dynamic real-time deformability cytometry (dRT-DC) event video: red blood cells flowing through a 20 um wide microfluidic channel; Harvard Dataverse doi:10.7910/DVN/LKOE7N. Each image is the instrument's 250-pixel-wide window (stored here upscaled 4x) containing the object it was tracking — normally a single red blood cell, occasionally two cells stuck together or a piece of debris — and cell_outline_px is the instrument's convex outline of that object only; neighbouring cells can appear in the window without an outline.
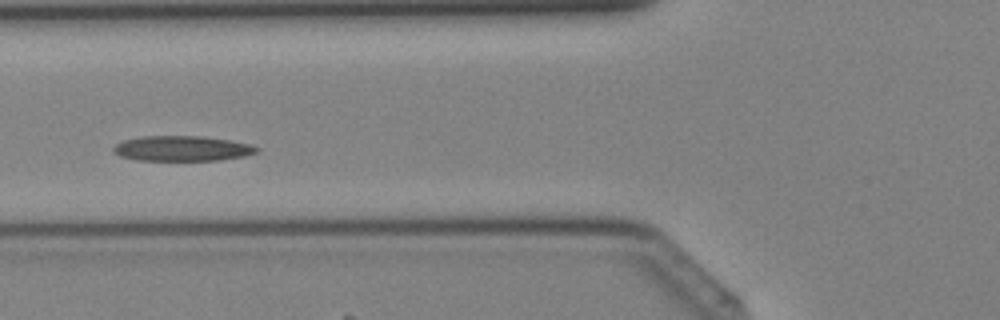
{"species": "Egyptian fruit bat (a non-hibernating species)", "species_latin": "Rousettus aegyptiacus", "temperature_condition": "cold", "stored_images_in_passage": 34, "camera_frame_rate_fps": 3000, "um_per_image_px": 0.085, "animal": {"sex": "female"}, "frame": {"image": 1, "passage_image": 9, "time_ms": 2.667, "image_size_px": [1000, 320], "cell_outline_px": [[260, 148], [256, 152], [244, 156], [220, 160], [136, 160], [120, 156], [112, 152], [112, 148], [116, 144], [124, 140], [144, 136], [204, 136], [252, 144]], "centroid_in_image_um": [15.47, 12.62], "position_along_channel_um": 110.3, "area_um2": 21.04}}
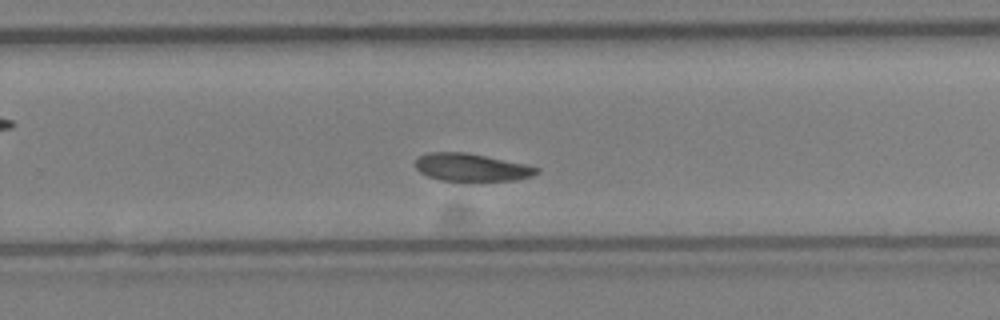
{"frame": {"image": 2, "passage_image": 20, "time_ms": 6.333, "image_size_px": [1000, 320], "cell_outline_px": [[540, 172], [532, 176], [516, 180], [472, 184], [468, 184], [440, 180], [428, 176], [420, 172], [416, 168], [416, 160], [420, 156], [428, 152], [468, 152], [524, 164], [540, 168]], "centroid_in_image_um": [40.1, 14.28], "position_along_channel_um": 289.7, "area_um2": 20.52}}
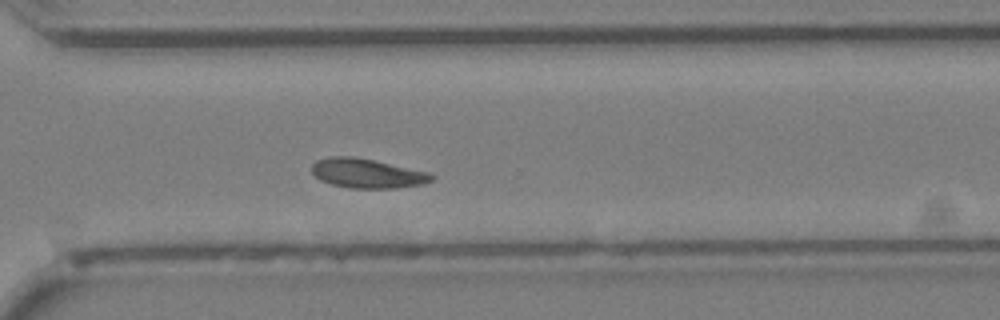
{"frame": {"image": 3, "passage_image": 23, "time_ms": 7.333, "image_size_px": [1000, 320], "cell_outline_px": [[436, 176], [432, 180], [424, 184], [396, 188], [348, 188], [332, 184], [320, 180], [312, 172], [312, 164], [316, 160], [328, 156], [352, 156], [372, 160], [428, 172]], "centroid_in_image_um": [31.19, 14.74], "position_along_channel_um": 339.4, "area_um2": 20.46}}